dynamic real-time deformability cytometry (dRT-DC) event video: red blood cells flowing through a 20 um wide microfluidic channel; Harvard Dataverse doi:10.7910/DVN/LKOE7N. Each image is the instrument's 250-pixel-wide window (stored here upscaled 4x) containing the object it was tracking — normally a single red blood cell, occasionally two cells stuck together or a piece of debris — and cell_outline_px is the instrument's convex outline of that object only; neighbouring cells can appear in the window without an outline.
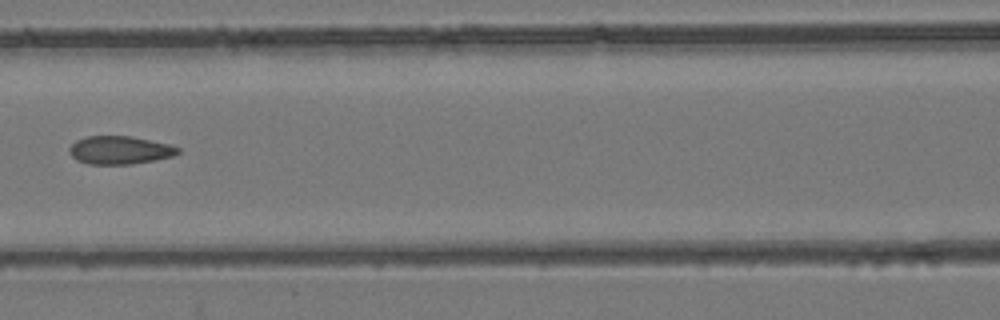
{"species": "common noctule bat (a hibernating species)", "species_latin": "Nyctalus noctula", "temperature_condition": "room temperature", "stored_images_in_passage": 5, "camera_frame_rate_fps": 3000, "um_per_image_px": 0.085, "animal": {"sex": "female", "body_mass_g": 24.6, "forearm_length_mm": 56.2}, "frame": {"image": 1, "passage_image": 4, "time_ms": 1.0, "image_size_px": [1000, 320], "cell_outline_px": [[180, 152], [172, 156], [132, 164], [88, 164], [76, 160], [68, 152], [68, 148], [76, 140], [84, 136], [132, 136], [168, 144], [180, 148]], "centroid_in_image_um": [10.13, 12.75], "position_along_channel_um": 156.5, "area_um2": 17.8}}
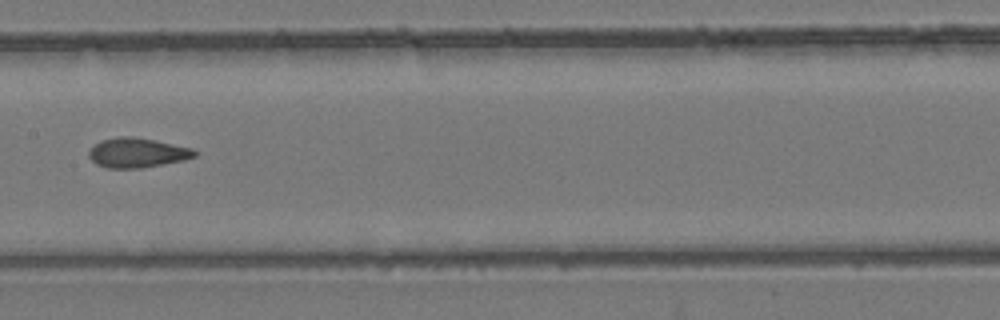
{"frame": {"image": 2, "passage_image": 5, "time_ms": 1.333, "image_size_px": [1000, 320], "cell_outline_px": [[200, 152], [196, 156], [184, 160], [140, 168], [108, 168], [96, 164], [88, 156], [88, 152], [100, 140], [116, 136], [132, 136], [156, 140], [192, 148]], "centroid_in_image_um": [11.68, 12.97], "position_along_channel_um": 195.7, "area_um2": 18.38}}